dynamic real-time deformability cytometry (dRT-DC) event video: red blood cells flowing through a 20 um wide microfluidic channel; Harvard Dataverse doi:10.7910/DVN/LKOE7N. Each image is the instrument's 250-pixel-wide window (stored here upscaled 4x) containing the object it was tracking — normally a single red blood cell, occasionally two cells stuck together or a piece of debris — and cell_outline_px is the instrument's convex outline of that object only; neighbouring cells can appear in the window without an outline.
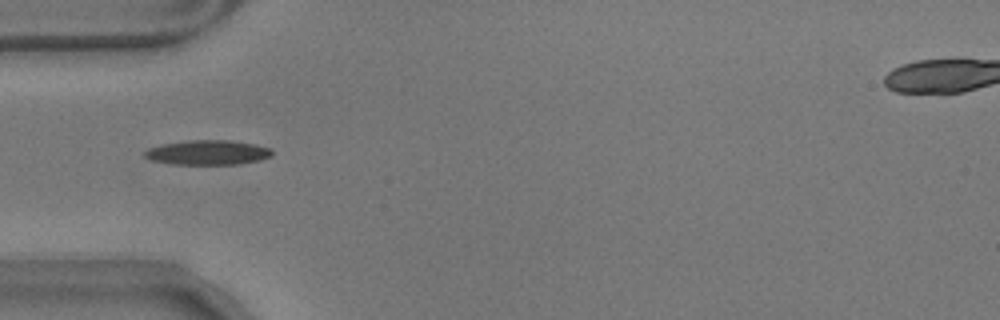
{"species": "common noctule bat (a hibernating species)", "species_latin": "Nyctalus noctula", "temperature_condition": "warm", "stored_images_in_passage": 40, "camera_frame_rate_fps": 3000, "um_per_image_px": 0.085, "animal": {"sex": "male", "body_mass_g": 17.9}, "frame": {"image": 1, "passage_image": 1, "time_ms": 0.0, "image_size_px": [1000, 320], "cell_outline_px": [[272, 156], [260, 160], [236, 164], [172, 164], [152, 160], [144, 156], [144, 152], [148, 148], [160, 144], [188, 140], [228, 140], [256, 144], [272, 148]], "centroid_in_image_um": [17.66, 12.95], "position_along_channel_um": 67.3, "area_um2": 18.38}}
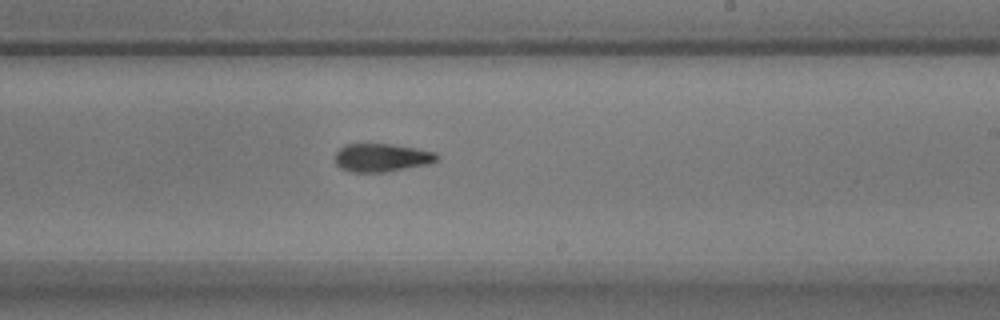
{"frame": {"image": 2, "passage_image": 17, "time_ms": 5.333, "image_size_px": [1000, 320], "cell_outline_px": [[440, 156], [436, 160], [428, 164], [384, 172], [348, 172], [340, 168], [336, 164], [336, 152], [344, 144], [392, 144], [416, 148], [436, 152]], "centroid_in_image_um": [32.43, 13.4], "position_along_channel_um": 256.6, "area_um2": 16.76}}
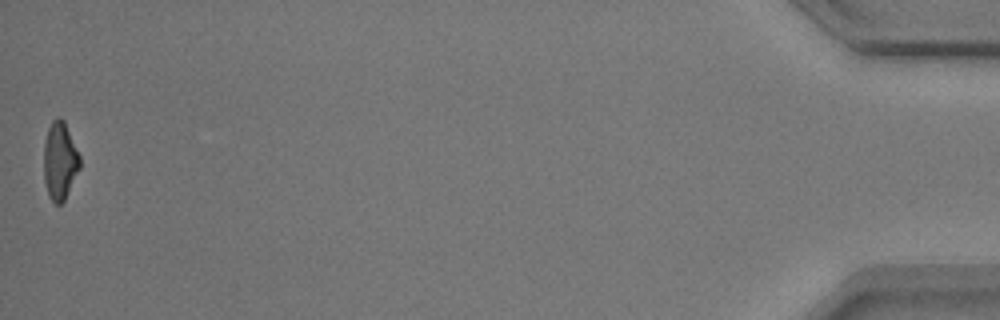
{"frame": {"image": 3, "passage_image": 40, "time_ms": 13.0, "image_size_px": [1000, 320], "cell_outline_px": [[80, 168], [64, 200], [60, 204], [56, 204], [48, 196], [44, 180], [44, 144], [48, 128], [52, 120], [56, 116], [60, 116], [64, 120], [80, 156]], "centroid_in_image_um": [5.08, 13.65], "position_along_channel_um": 430.1, "area_um2": 16.36}, "authors_computed_cell_mechanics": {"area_um2": 16.9354, "velocity_mm_per_s": 3.5356, "shape_relaxation_time_tau1_ms": 3.5425, "shape_relaxation_time_tau2_ms": 7.7905, "deformation_change_tau1": 0.1568, "deformation_change_tau2": 0.1496}}